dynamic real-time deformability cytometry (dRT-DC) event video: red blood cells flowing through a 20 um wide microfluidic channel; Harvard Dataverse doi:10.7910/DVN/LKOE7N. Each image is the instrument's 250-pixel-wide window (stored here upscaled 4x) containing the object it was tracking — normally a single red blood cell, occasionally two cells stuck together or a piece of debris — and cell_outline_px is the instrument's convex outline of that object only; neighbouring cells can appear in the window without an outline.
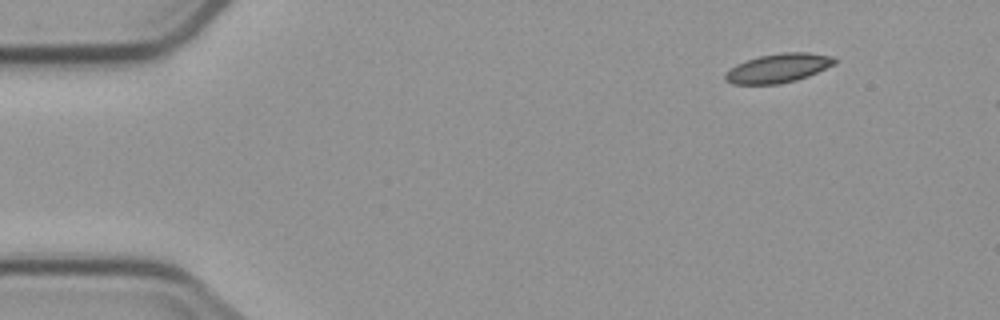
{"species": "common noctule bat (a hibernating species)", "species_latin": "Nyctalus noctula", "temperature_condition": "cold", "stored_images_in_passage": 3, "camera_frame_rate_fps": 3000, "um_per_image_px": 0.085, "animal": {"sex": "male", "body_mass_g": 23.1, "forearm_length_mm": 52.7}, "frame": {"image": 1, "passage_image": 1, "time_ms": 0.0, "image_size_px": [1000, 320], "cell_outline_px": [[836, 64], [808, 76], [796, 80], [780, 84], [732, 84], [724, 80], [724, 72], [736, 64], [760, 56], [780, 52], [808, 52], [832, 56], [836, 60]], "centroid_in_image_um": [66.13, 5.79], "position_along_channel_um": 18.9, "area_um2": 18.61}}